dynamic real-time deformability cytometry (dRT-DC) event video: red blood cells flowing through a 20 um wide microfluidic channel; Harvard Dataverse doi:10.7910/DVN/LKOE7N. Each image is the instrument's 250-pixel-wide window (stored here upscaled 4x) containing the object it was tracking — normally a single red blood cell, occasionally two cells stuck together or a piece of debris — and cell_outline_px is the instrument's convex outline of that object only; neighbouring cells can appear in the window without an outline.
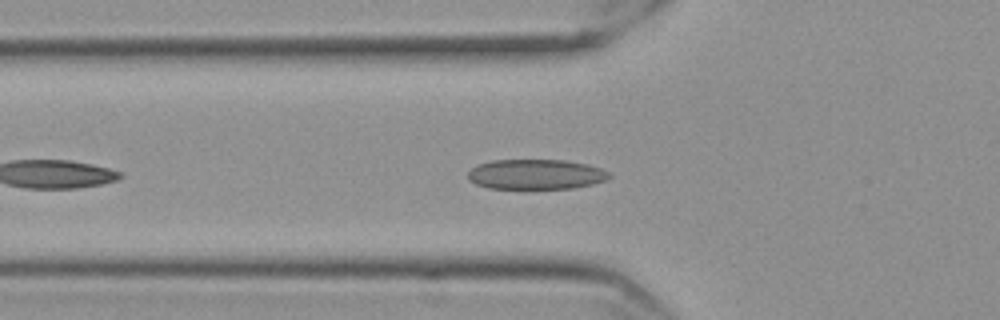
{"species": "Egyptian fruit bat (a non-hibernating species)", "species_latin": "Rousettus aegyptiacus", "temperature_condition": "cold", "stored_images_in_passage": 29, "camera_frame_rate_fps": 3000, "um_per_image_px": 0.085, "frame": {"image": 1, "passage_image": 3, "time_ms": 0.667, "image_size_px": [1000, 320], "cell_outline_px": [[612, 176], [608, 180], [592, 184], [572, 188], [488, 188], [476, 184], [468, 180], [468, 172], [476, 164], [492, 160], [564, 160], [588, 164], [600, 168], [608, 172]], "centroid_in_image_um": [45.54, 14.81], "position_along_channel_um": 80.3, "area_um2": 24.8}}
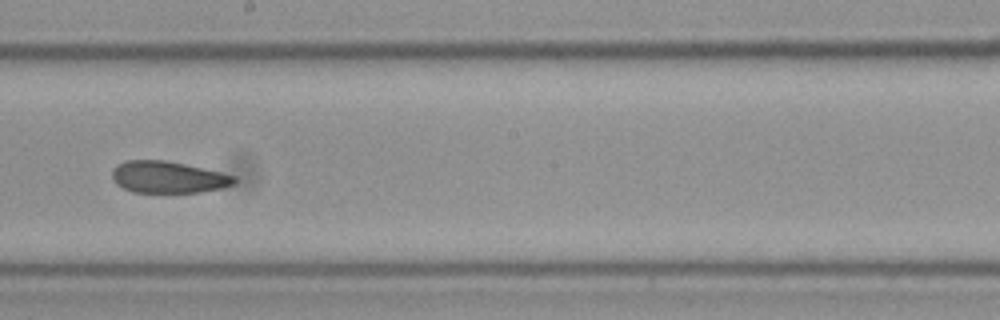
{"frame": {"image": 2, "passage_image": 16, "time_ms": 5.0, "image_size_px": [1000, 320], "cell_outline_px": [[240, 180], [236, 184], [220, 188], [200, 192], [132, 192], [116, 184], [112, 180], [112, 172], [116, 164], [128, 160], [164, 160], [184, 164], [220, 172], [236, 176]], "centroid_in_image_um": [14.3, 15.06], "position_along_channel_um": 233.9, "area_um2": 22.66}}
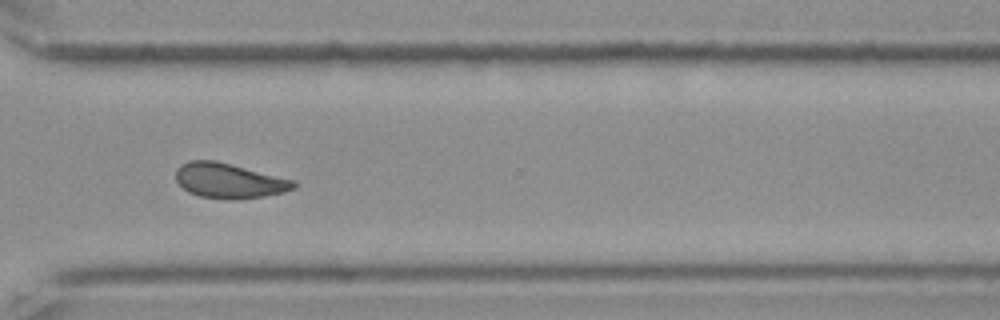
{"frame": {"image": 3, "passage_image": 26, "time_ms": 8.333, "image_size_px": [1000, 320], "cell_outline_px": [[296, 188], [284, 192], [264, 196], [236, 200], [228, 200], [200, 196], [188, 192], [176, 180], [176, 168], [180, 164], [188, 160], [216, 160], [296, 180]], "centroid_in_image_um": [19.48, 15.35], "position_along_channel_um": 351.1, "area_um2": 24.33}, "authors_computed_cell_mechanics": {"area_um2": 23.698, "velocity_mm_per_s": 3.5195, "shape_relaxation_time_tau1_ms": 10.8548, "shape_relaxation_time_tau2_ms": 2.7709, "deformation_change_tau1": 0.1683, "deformation_change_tau2": 0.0824}}